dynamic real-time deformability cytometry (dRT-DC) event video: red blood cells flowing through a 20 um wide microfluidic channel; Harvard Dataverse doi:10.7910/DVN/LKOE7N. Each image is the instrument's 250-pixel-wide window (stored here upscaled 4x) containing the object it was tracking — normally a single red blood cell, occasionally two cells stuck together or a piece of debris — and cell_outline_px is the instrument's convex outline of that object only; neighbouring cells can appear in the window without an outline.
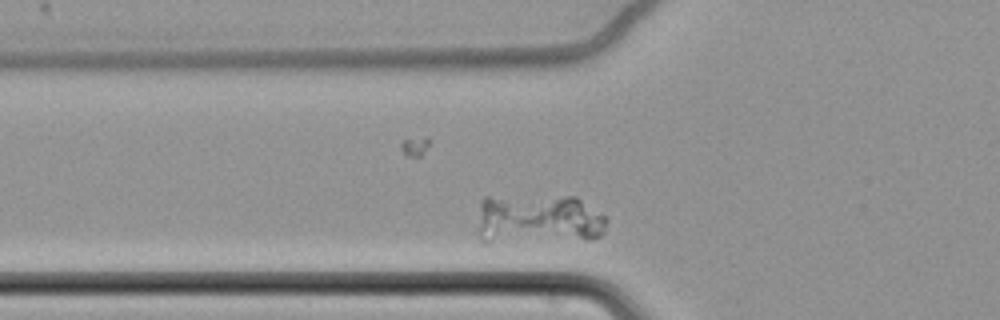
{"species": "common noctule bat (a hibernating species)", "species_latin": "Nyctalus noctula", "temperature_condition": "cold", "stored_images_in_passage": 43, "segment_of_instrument_passage": [1, 3], "camera_frame_rate_fps": 3000, "um_per_image_px": 0.085, "animal": {"sex": "female", "body_mass_g": 22.7, "forearm_length_mm": 54.2}, "frame": {"image": 1, "passage_image": 5, "time_ms": 1.333, "image_size_px": [1000, 320], "cell_outline_px": [[608, 220], [604, 232], [600, 236], [484, 244], [480, 240], [480, 200], [484, 196], [576, 196], [604, 216]], "centroid_in_image_um": [45.69, 18.61], "position_along_channel_um": 80.1, "area_um2": 37.45}}
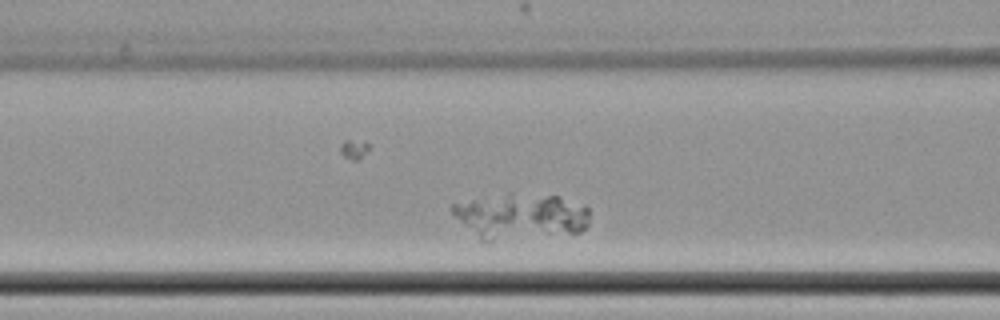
{"frame": {"image": 2, "passage_image": 9, "time_ms": 2.667, "image_size_px": [1000, 320], "cell_outline_px": [[588, 224], [580, 232], [488, 244], [484, 244], [452, 212], [452, 204], [508, 192], [512, 192], [556, 196], [588, 208]], "centroid_in_image_um": [44.23, 18.43], "position_along_channel_um": 122.4, "area_um2": 37.11}}